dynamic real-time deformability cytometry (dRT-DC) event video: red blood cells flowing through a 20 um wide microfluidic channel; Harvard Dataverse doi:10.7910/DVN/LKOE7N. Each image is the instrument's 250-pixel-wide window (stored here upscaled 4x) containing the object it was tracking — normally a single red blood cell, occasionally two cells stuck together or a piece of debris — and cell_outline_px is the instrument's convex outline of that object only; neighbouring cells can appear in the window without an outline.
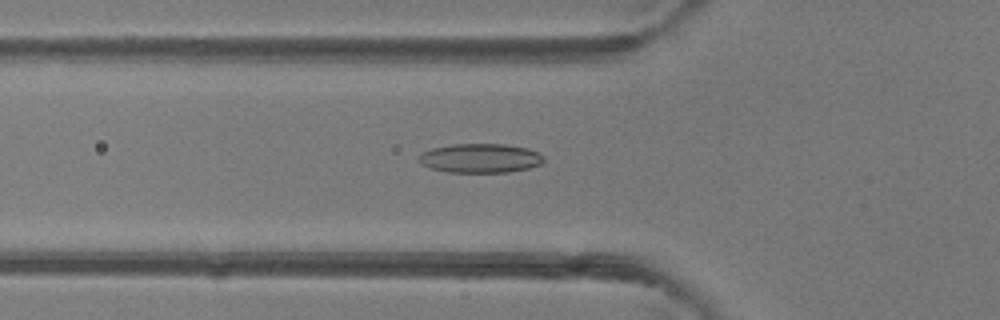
{"species": "common noctule bat (a hibernating species)", "species_latin": "Nyctalus noctula", "temperature_condition": "room temperature", "stored_images_in_passage": 48, "camera_frame_rate_fps": 3000, "um_per_image_px": 0.085, "animal": {"sex": "female"}, "frame": {"image": 1, "passage_image": 16, "time_ms": 5.0, "image_size_px": [1000, 320], "cell_outline_px": [[544, 160], [540, 164], [528, 168], [508, 172], [448, 172], [432, 168], [420, 164], [416, 156], [420, 152], [432, 148], [452, 144], [504, 144], [528, 148], [544, 156]], "centroid_in_image_um": [40.77, 13.44], "position_along_channel_um": 85.0, "area_um2": 21.33}}
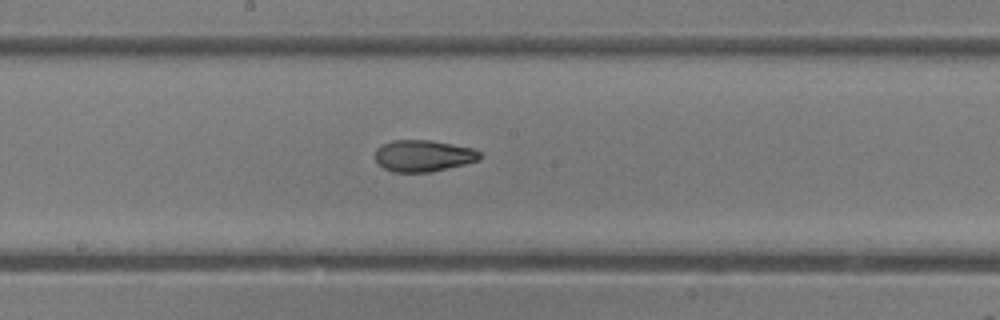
{"frame": {"image": 2, "passage_image": 25, "time_ms": 8.0, "image_size_px": [1000, 320], "cell_outline_px": [[484, 156], [480, 160], [432, 172], [392, 172], [384, 168], [376, 160], [376, 148], [392, 140], [432, 140], [472, 148], [480, 152]], "centroid_in_image_um": [36.01, 13.24], "position_along_channel_um": 212.2, "area_um2": 19.31}}
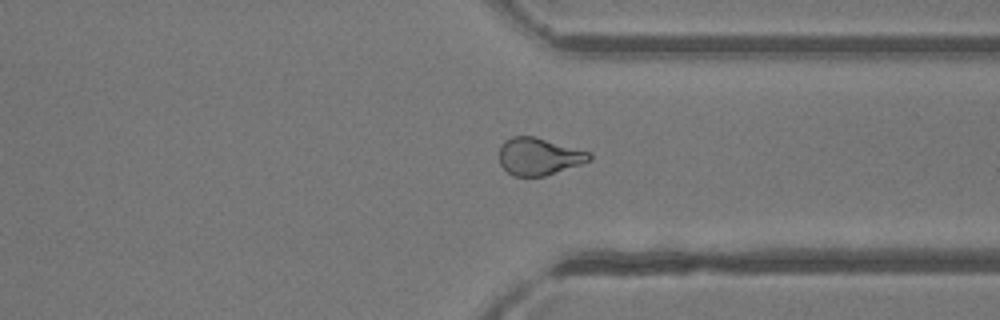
{"frame": {"image": 3, "passage_image": 36, "time_ms": 11.667, "image_size_px": [1000, 320], "cell_outline_px": [[592, 160], [544, 176], [512, 176], [500, 164], [500, 144], [504, 140], [512, 136], [536, 136], [588, 152], [592, 156]], "centroid_in_image_um": [45.77, 13.29], "position_along_channel_um": 365.6, "area_um2": 19.48}, "authors_computed_cell_mechanics": {"area_um2": 20.3456, "velocity_mm_per_s": 4.1992, "shape_relaxation_time_tau1_ms": 7.8199, "shape_relaxation_time_tau2_ms": 2.5994, "deformation_change_tau1": 0.2084, "deformation_change_tau2": 0.0939}}